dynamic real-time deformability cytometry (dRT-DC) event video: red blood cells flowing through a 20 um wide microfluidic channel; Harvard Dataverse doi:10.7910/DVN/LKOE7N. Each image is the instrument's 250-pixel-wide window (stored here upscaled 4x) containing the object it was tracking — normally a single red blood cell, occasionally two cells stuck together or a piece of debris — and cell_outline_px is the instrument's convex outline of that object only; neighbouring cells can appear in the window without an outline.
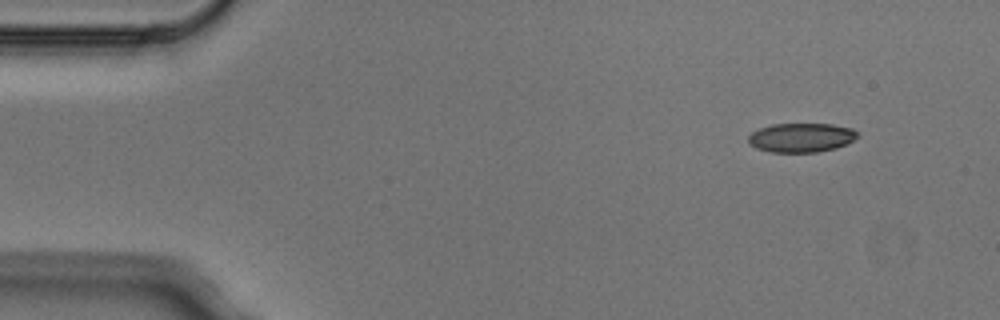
{"species": "Egyptian fruit bat (a non-hibernating species)", "species_latin": "Rousettus aegyptiacus", "temperature_condition": "cold", "stored_images_in_passage": 4, "camera_frame_rate_fps": 3000, "um_per_image_px": 0.085, "animal": {"sex": "male"}, "frame": {"image": 1, "passage_image": 1, "time_ms": 0.0, "image_size_px": [1000, 320], "cell_outline_px": [[860, 136], [848, 144], [836, 148], [816, 152], [768, 152], [756, 148], [748, 144], [748, 136], [752, 132], [760, 128], [772, 124], [832, 124], [852, 128], [860, 132]], "centroid_in_image_um": [68.14, 11.7], "position_along_channel_um": 16.9, "area_um2": 18.84}}
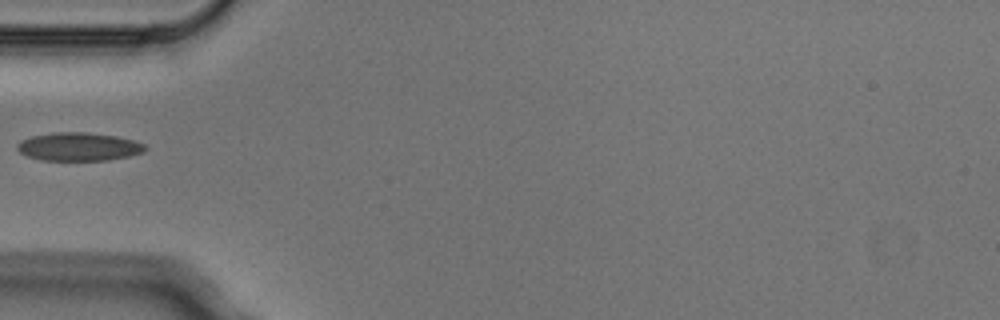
{"frame": {"image": 2, "passage_image": 4, "time_ms": 1.0, "image_size_px": [1000, 320], "cell_outline_px": [[148, 148], [144, 152], [128, 156], [108, 160], [40, 160], [28, 156], [20, 152], [16, 148], [16, 144], [20, 140], [32, 136], [52, 132], [84, 132], [116, 136], [136, 140], [144, 144]], "centroid_in_image_um": [6.69, 12.46], "position_along_channel_um": 78.3, "area_um2": 21.21}}